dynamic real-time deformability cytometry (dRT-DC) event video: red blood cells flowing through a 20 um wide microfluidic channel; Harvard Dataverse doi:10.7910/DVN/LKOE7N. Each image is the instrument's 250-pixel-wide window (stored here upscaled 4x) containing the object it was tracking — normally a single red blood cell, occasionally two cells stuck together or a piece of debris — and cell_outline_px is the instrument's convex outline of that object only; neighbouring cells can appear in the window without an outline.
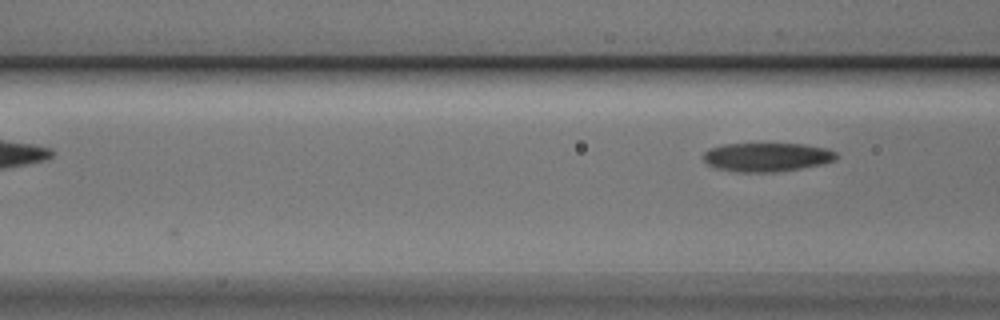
{"species": "Egyptian fruit bat (a non-hibernating species)", "species_latin": "Rousettus aegyptiacus", "temperature_condition": "cold", "stored_images_in_passage": 3, "camera_frame_rate_fps": 3000, "um_per_image_px": 0.085, "animal": {"sex": "male"}, "frame": {"image": 1, "passage_image": 3, "time_ms": 0.667, "image_size_px": [1000, 320], "cell_outline_px": [[836, 160], [820, 164], [800, 168], [776, 172], [736, 172], [716, 168], [708, 164], [704, 160], [704, 152], [708, 148], [720, 144], [804, 144], [828, 148], [836, 152]], "centroid_in_image_um": [65.16, 13.35], "position_along_channel_um": 101.4, "area_um2": 22.37}}